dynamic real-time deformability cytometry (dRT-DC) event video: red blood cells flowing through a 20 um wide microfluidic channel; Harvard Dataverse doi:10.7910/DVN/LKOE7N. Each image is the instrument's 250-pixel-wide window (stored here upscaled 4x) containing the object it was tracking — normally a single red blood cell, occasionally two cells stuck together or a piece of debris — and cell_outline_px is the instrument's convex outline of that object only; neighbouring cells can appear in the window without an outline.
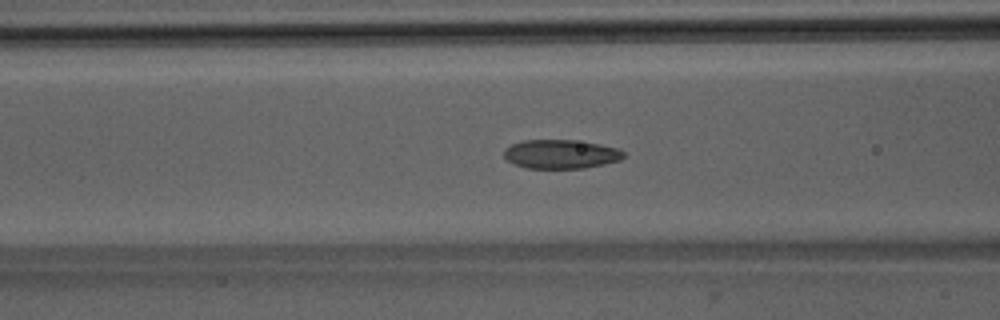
{"species": "Egyptian fruit bat (a non-hibernating species)", "species_latin": "Rousettus aegyptiacus", "temperature_condition": "room temperature", "stored_images_in_passage": 37, "camera_frame_rate_fps": 3000, "um_per_image_px": 0.085, "animal": {"sex": "male"}, "frame": {"image": 1, "passage_image": 6, "time_ms": 1.667, "image_size_px": [1000, 320], "cell_outline_px": [[624, 156], [620, 160], [604, 164], [584, 168], [528, 168], [512, 164], [504, 156], [504, 148], [512, 144], [524, 140], [572, 140], [600, 144], [620, 148], [624, 152]], "centroid_in_image_um": [47.67, 13.1], "position_along_channel_um": 118.9, "area_um2": 20.23}}
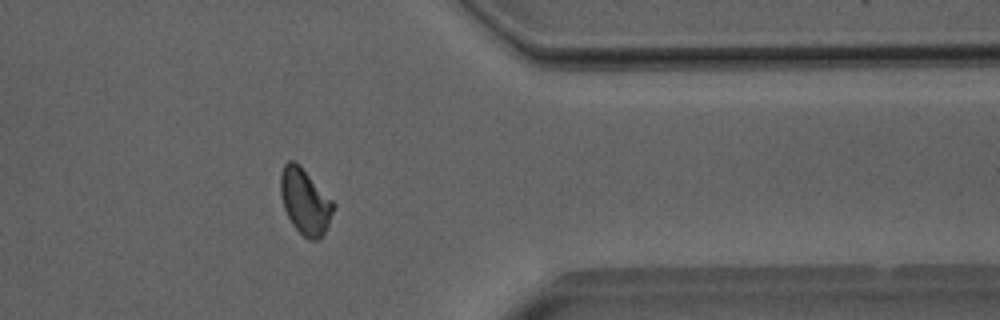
{"frame": {"image": 2, "passage_image": 27, "time_ms": 8.667, "image_size_px": [1000, 320], "cell_outline_px": [[336, 204], [328, 224], [320, 240], [308, 240], [292, 224], [284, 208], [280, 196], [280, 172], [284, 164], [288, 160], [292, 160], [300, 164]], "centroid_in_image_um": [25.92, 17.1], "position_along_channel_um": 385.5, "area_um2": 20.35}}
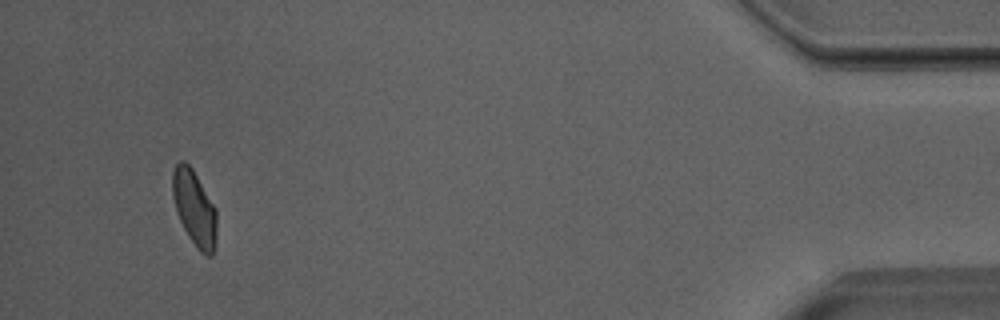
{"frame": {"image": 3, "passage_image": 34, "time_ms": 11.0, "image_size_px": [1000, 320], "cell_outline_px": [[216, 248], [212, 256], [208, 256], [200, 252], [196, 248], [188, 236], [176, 212], [172, 196], [172, 172], [176, 164], [180, 160], [184, 160], [192, 168], [216, 208]], "centroid_in_image_um": [16.52, 17.71], "position_along_channel_um": 418.7, "area_um2": 19.65}, "authors_computed_cell_mechanics": {"area_um2": 19.7098, "velocity_mm_per_s": 3.9925, "shape_relaxation_time_tau1_ms": 5.7038, "shape_relaxation_time_tau2_ms": 2.5601, "deformation_change_tau1": 0.1436, "deformation_change_tau2": 0.0785}}